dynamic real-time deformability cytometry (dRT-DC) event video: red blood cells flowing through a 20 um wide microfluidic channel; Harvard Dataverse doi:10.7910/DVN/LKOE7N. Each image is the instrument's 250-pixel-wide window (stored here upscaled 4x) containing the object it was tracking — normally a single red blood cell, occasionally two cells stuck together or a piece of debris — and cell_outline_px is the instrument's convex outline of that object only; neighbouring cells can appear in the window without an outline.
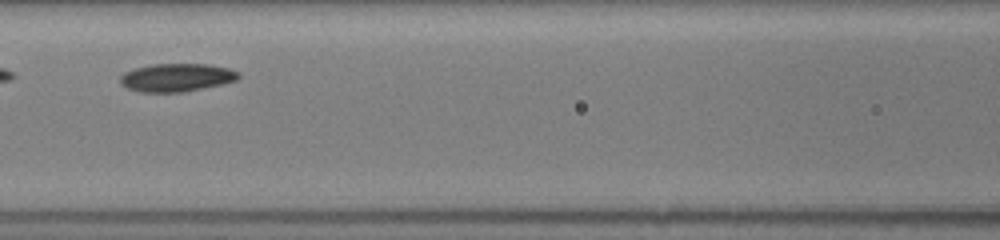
{"species": "common noctule bat (a hibernating species)", "species_latin": "Nyctalus noctula", "temperature_condition": "room temperature", "stored_images_in_passage": 9, "camera_frame_rate_fps": 3000, "um_per_image_px": 0.085, "animal": {"sex": "female", "body_mass_g": 19.5, "forearm_length_mm": 54.1}, "frame": {"image": 1, "passage_image": 7, "time_ms": 2.667, "image_size_px": [1000, 240], "cell_outline_px": [[240, 76], [236, 80], [224, 84], [184, 92], [140, 92], [124, 88], [120, 84], [120, 76], [124, 72], [136, 68], [152, 64], [208, 64], [228, 68], [240, 72]], "centroid_in_image_um": [15.0, 6.6], "position_along_channel_um": 151.6, "area_um2": 19.59}}